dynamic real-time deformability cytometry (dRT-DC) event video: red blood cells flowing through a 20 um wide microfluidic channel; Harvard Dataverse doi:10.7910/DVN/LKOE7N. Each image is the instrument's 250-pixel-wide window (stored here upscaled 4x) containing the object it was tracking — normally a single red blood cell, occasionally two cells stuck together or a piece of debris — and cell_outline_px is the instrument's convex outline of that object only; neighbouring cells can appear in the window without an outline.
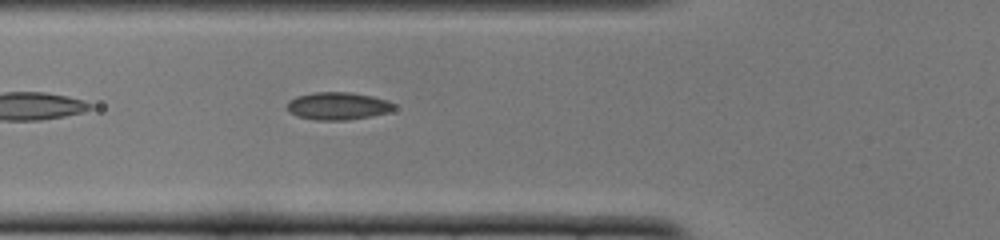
{"species": "common noctule bat (a hibernating species)", "species_latin": "Nyctalus noctula", "temperature_condition": "cold", "stored_images_in_passage": 33, "camera_frame_rate_fps": 3000, "um_per_image_px": 0.085, "animal": {"sex": "female", "body_mass_g": 22.0, "forearm_length_mm": 56.7}, "frame": {"image": 1, "passage_image": 4, "time_ms": 1.0, "image_size_px": [1000, 240], "cell_outline_px": [[396, 108], [388, 112], [372, 116], [348, 120], [316, 120], [296, 116], [288, 108], [288, 100], [296, 96], [316, 92], [348, 92], [372, 96], [388, 100]], "centroid_in_image_um": [28.72, 9.01], "position_along_channel_um": 97.1, "area_um2": 17.11}}
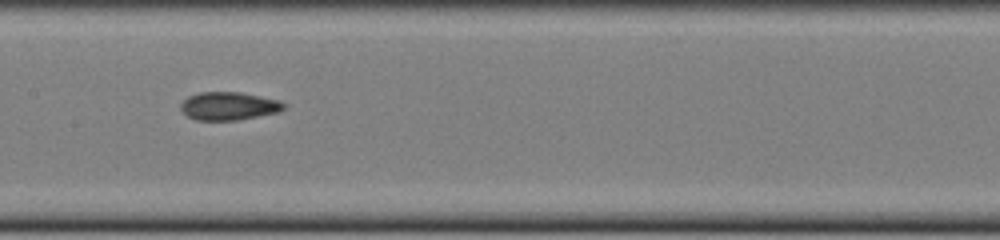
{"frame": {"image": 2, "passage_image": 11, "time_ms": 3.333, "image_size_px": [1000, 240], "cell_outline_px": [[284, 108], [280, 112], [236, 120], [196, 120], [188, 116], [180, 108], [180, 104], [188, 96], [200, 92], [240, 92], [280, 100], [284, 104]], "centroid_in_image_um": [19.44, 9.01], "position_along_channel_um": 188.0, "area_um2": 16.82}}
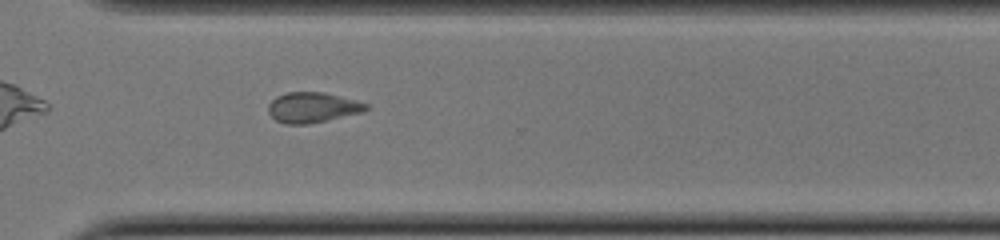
{"frame": {"image": 3, "passage_image": 23, "time_ms": 7.333, "image_size_px": [1000, 240], "cell_outline_px": [[368, 108], [360, 112], [308, 124], [284, 124], [276, 120], [268, 112], [268, 104], [276, 96], [288, 92], [324, 92], [356, 100], [368, 104]], "centroid_in_image_um": [26.52, 9.12], "position_along_channel_um": 344.1, "area_um2": 17.05}, "authors_computed_cell_mechanics": {"area_um2": 17.1088, "velocity_mm_per_s": 3.8972, "shape_relaxation_time_tau1_ms": null, "shape_relaxation_time_tau2_ms": 2.2963, "deformation_change_tau1": null, "deformation_change_tau2": 0.0914}}